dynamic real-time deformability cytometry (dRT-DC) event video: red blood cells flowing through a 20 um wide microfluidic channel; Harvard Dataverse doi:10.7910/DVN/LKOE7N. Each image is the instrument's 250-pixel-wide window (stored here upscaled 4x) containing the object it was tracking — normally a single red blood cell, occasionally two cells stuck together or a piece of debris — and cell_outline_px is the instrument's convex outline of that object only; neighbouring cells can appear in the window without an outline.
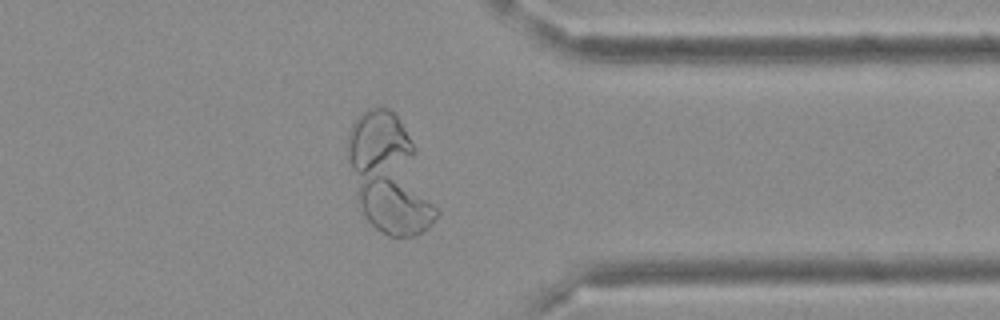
{"species": "Egyptian fruit bat (a non-hibernating species)", "species_latin": "Rousettus aegyptiacus", "temperature_condition": "cold", "stored_images_in_passage": 32, "camera_frame_rate_fps": 3000, "um_per_image_px": 0.085, "frame": {"image": 1, "passage_image": 23, "time_ms": 7.333, "image_size_px": [1000, 320], "cell_outline_px": [[440, 212], [432, 224], [428, 228], [412, 236], [388, 236], [376, 228], [368, 220], [356, 200], [348, 160], [348, 136], [352, 124], [356, 116], [360, 112], [368, 108], [388, 108], [396, 116], [404, 128], [416, 148]], "centroid_in_image_um": [33.09, 14.89], "position_along_channel_um": 378.3, "area_um2": 59.36}}